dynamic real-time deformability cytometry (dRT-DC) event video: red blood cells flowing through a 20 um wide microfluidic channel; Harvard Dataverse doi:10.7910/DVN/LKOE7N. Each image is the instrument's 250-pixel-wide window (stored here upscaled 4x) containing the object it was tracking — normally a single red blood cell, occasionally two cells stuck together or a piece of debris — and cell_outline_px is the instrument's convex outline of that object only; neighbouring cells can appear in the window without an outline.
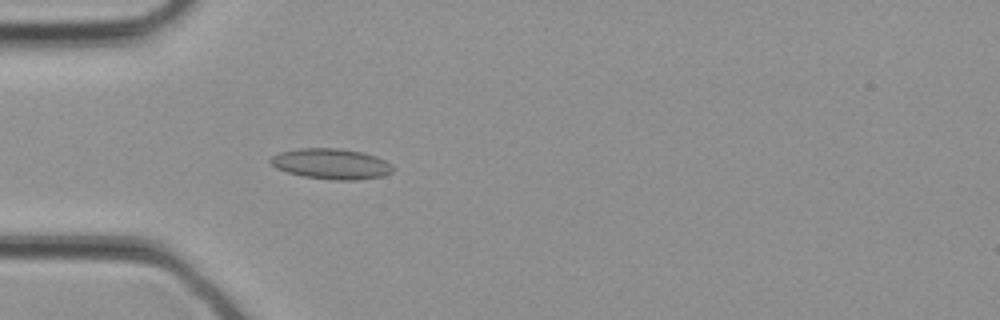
{"species": "common noctule bat (a hibernating species)", "species_latin": "Nyctalus noctula", "temperature_condition": "cold", "stored_images_in_passage": 32, "camera_frame_rate_fps": 3000, "um_per_image_px": 0.085, "animal": {"sex": "female", "body_mass_g": 21.9}, "frame": {"image": 1, "passage_image": 9, "time_ms": 2.667, "image_size_px": [1000, 320], "cell_outline_px": [[396, 168], [392, 172], [384, 176], [356, 180], [332, 180], [304, 176], [288, 172], [276, 168], [268, 160], [272, 156], [280, 152], [296, 148], [340, 148], [360, 152], [376, 156], [392, 164]], "centroid_in_image_um": [28.18, 13.93], "position_along_channel_um": 56.8, "area_um2": 21.91}}
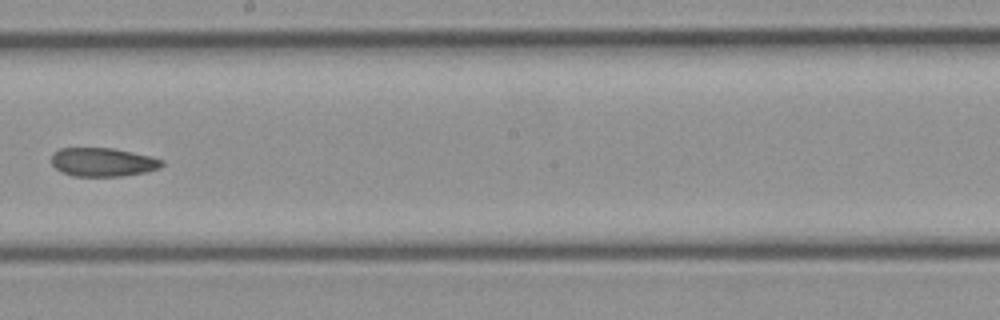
{"frame": {"image": 2, "passage_image": 18, "time_ms": 5.667, "image_size_px": [1000, 320], "cell_outline_px": [[164, 164], [160, 168], [144, 172], [120, 176], [72, 176], [60, 172], [52, 164], [52, 152], [60, 148], [112, 148], [152, 156], [164, 160]], "centroid_in_image_um": [8.73, 13.78], "position_along_channel_um": 239.5, "area_um2": 18.55}}
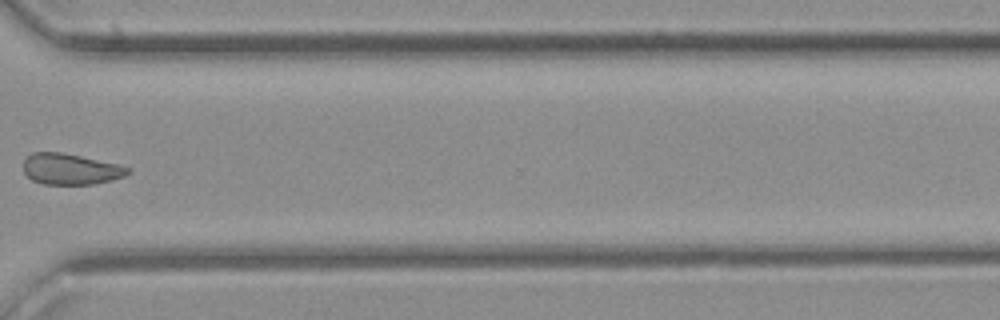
{"frame": {"image": 3, "passage_image": 24, "time_ms": 7.667, "image_size_px": [1000, 320], "cell_outline_px": [[132, 172], [124, 176], [92, 184], [44, 184], [32, 180], [24, 172], [24, 160], [32, 152], [60, 152], [120, 164], [132, 168]], "centroid_in_image_um": [6.02, 14.36], "position_along_channel_um": 364.6, "area_um2": 18.79}}